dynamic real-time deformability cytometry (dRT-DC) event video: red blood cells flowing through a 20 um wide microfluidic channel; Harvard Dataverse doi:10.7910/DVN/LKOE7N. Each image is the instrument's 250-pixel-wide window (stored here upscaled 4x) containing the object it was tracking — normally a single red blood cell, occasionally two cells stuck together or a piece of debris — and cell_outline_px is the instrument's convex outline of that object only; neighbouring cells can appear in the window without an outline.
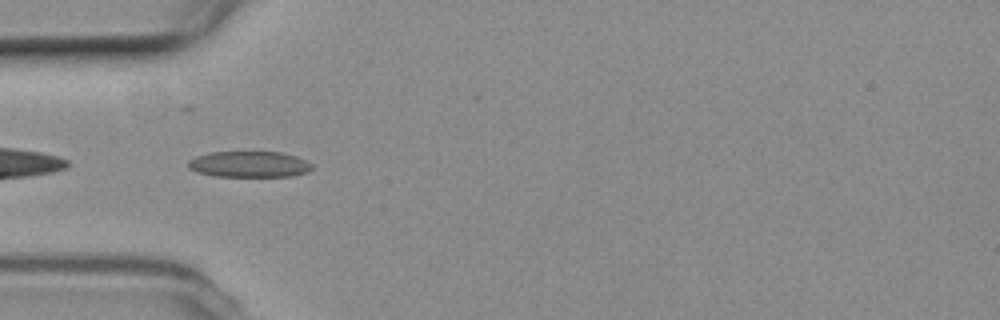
{"species": "common noctule bat (a hibernating species)", "species_latin": "Nyctalus noctula", "temperature_condition": "room temperature", "stored_images_in_passage": 36, "camera_frame_rate_fps": 3000, "um_per_image_px": 0.085, "animal": {"sex": "female", "body_mass_g": 19.3, "forearm_length_mm": 54.1}, "frame": {"image": 1, "passage_image": 2, "time_ms": 0.333, "image_size_px": [1000, 320], "cell_outline_px": [[312, 168], [308, 172], [292, 176], [212, 176], [196, 172], [188, 168], [188, 160], [196, 156], [208, 152], [280, 152], [296, 156], [312, 164]], "centroid_in_image_um": [21.15, 13.96], "position_along_channel_um": 63.9, "area_um2": 18.84}}
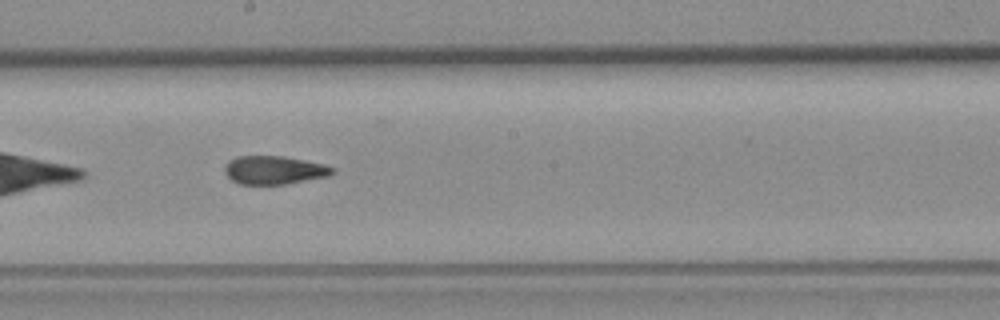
{"frame": {"image": 2, "passage_image": 15, "time_ms": 4.667, "image_size_px": [1000, 320], "cell_outline_px": [[336, 172], [328, 176], [284, 184], [240, 184], [232, 180], [224, 172], [224, 168], [228, 160], [236, 156], [284, 156], [324, 164], [336, 168]], "centroid_in_image_um": [23.31, 14.45], "position_along_channel_um": 224.9, "area_um2": 17.86}}
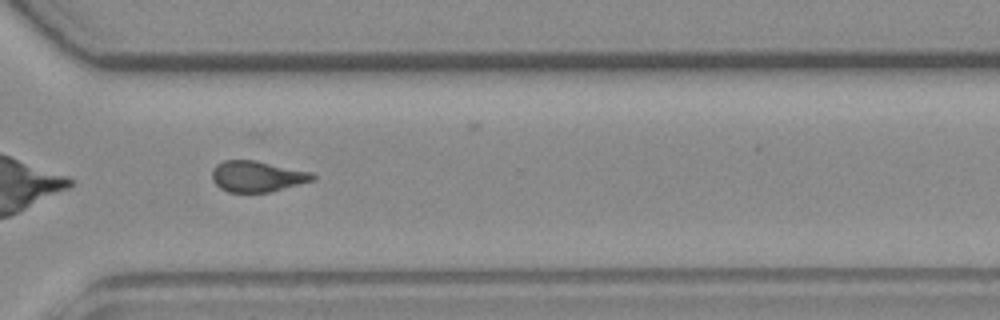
{"frame": {"image": 3, "passage_image": 25, "time_ms": 8.0, "image_size_px": [1000, 320], "cell_outline_px": [[316, 180], [272, 192], [228, 192], [220, 188], [212, 180], [212, 168], [216, 164], [224, 160], [252, 160], [312, 172], [316, 176]], "centroid_in_image_um": [21.87, 15.0], "position_along_channel_um": 348.7, "area_um2": 18.26}, "authors_computed_cell_mechanics": {"area_um2": 18.496, "velocity_mm_per_s": 3.7195, "shape_relaxation_time_tau1_ms": null, "shape_relaxation_time_tau2_ms": 3.0156, "deformation_change_tau1": null, "deformation_change_tau2": 0.0944}}